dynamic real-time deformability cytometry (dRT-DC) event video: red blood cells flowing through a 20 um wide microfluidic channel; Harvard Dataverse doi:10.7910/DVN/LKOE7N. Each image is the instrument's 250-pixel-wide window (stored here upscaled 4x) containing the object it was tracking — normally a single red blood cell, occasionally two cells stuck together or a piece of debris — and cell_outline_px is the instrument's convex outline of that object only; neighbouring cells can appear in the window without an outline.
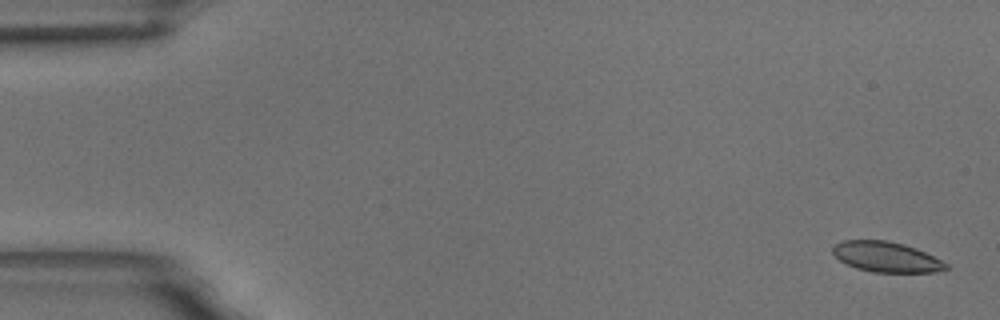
{"species": "common noctule bat (a hibernating species)", "species_latin": "Nyctalus noctula", "temperature_condition": "room temperature", "stored_images_in_passage": 56, "camera_frame_rate_fps": 3000, "um_per_image_px": 0.085, "animal": {"sex": "male", "body_mass_g": 18.8}, "frame": {"image": 1, "passage_image": 2, "time_ms": 0.333, "image_size_px": [1000, 320], "cell_outline_px": [[948, 268], [936, 272], [872, 272], [856, 268], [840, 260], [832, 252], [832, 248], [836, 244], [844, 240], [888, 240], [904, 244], [916, 248], [948, 264]], "centroid_in_image_um": [75.33, 21.83], "position_along_channel_um": 9.7, "area_um2": 19.83}}
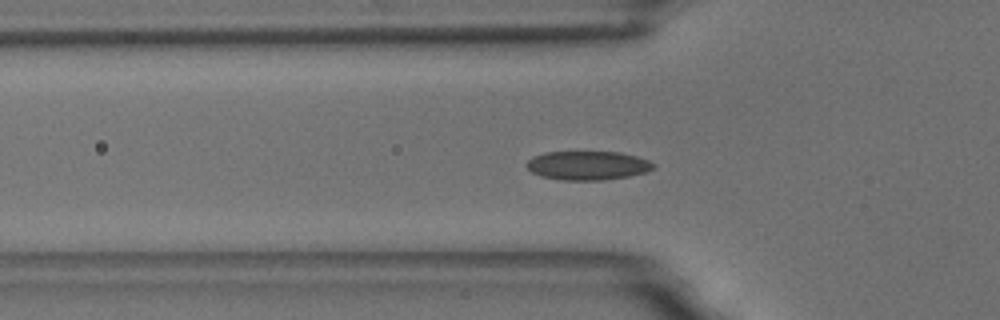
{"frame": {"image": 2, "passage_image": 19, "time_ms": 6.0, "image_size_px": [1000, 320], "cell_outline_px": [[656, 168], [648, 172], [628, 176], [600, 180], [564, 180], [540, 176], [532, 172], [524, 164], [532, 156], [544, 152], [620, 152], [636, 156], [648, 160], [656, 164]], "centroid_in_image_um": [49.96, 14.06], "position_along_channel_um": 75.8, "area_um2": 21.5}}
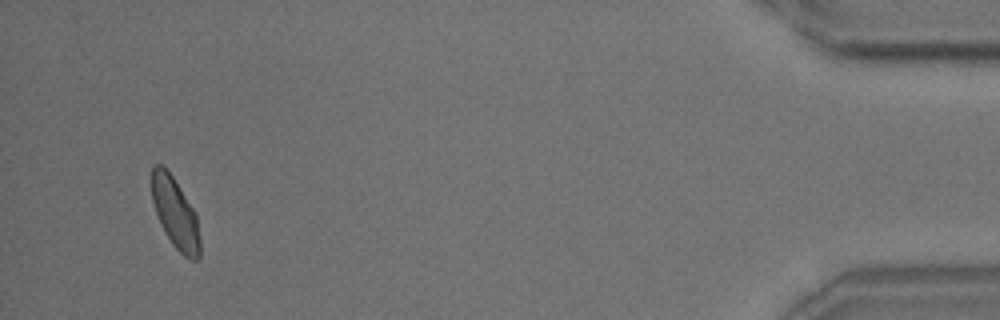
{"frame": {"image": 3, "passage_image": 54, "time_ms": 17.667, "image_size_px": [1000, 320], "cell_outline_px": [[200, 256], [196, 260], [192, 260], [184, 256], [172, 244], [164, 232], [160, 224], [152, 200], [152, 168], [156, 164], [164, 164], [196, 212], [200, 240]], "centroid_in_image_um": [14.9, 18.12], "position_along_channel_um": 420.3, "area_um2": 19.88}, "authors_computed_cell_mechanics": {"area_um2": 20.4612, "velocity_mm_per_s": 3.5922, "shape_relaxation_time_tau1_ms": 4.2255, "shape_relaxation_time_tau2_ms": 2.4246, "deformation_change_tau1": 0.1027, "deformation_change_tau2": 0.0583}}